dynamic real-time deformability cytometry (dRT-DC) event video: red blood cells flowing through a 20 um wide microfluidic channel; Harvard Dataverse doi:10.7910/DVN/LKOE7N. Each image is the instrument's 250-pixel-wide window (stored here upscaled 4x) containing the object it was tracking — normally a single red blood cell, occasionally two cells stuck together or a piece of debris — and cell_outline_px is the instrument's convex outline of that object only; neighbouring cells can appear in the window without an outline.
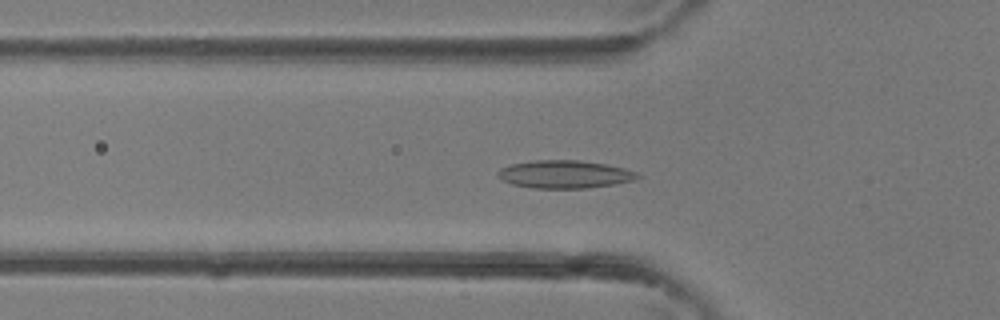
{"species": "common noctule bat (a hibernating species)", "species_latin": "Nyctalus noctula", "temperature_condition": "room temperature", "stored_images_in_passage": 39, "camera_frame_rate_fps": 3000, "um_per_image_px": 0.085, "animal": {"sex": "female"}, "frame": {"image": 1, "passage_image": 13, "time_ms": 4.0, "image_size_px": [1000, 320], "cell_outline_px": [[640, 176], [636, 180], [616, 184], [584, 188], [532, 188], [512, 184], [500, 180], [496, 176], [496, 172], [500, 168], [512, 164], [532, 160], [576, 160], [608, 164], [624, 168], [636, 172]], "centroid_in_image_um": [47.97, 14.81], "position_along_channel_um": 77.8, "area_um2": 22.89}}
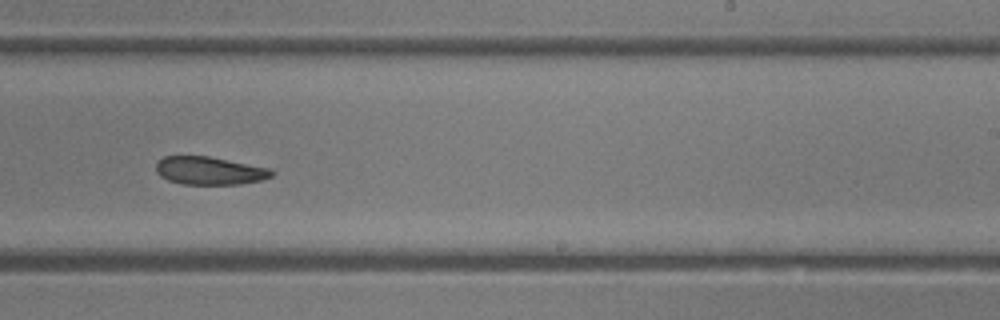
{"frame": {"image": 2, "passage_image": 24, "time_ms": 7.667, "image_size_px": [1000, 320], "cell_outline_px": [[276, 172], [272, 176], [260, 180], [240, 184], [180, 184], [168, 180], [160, 176], [156, 172], [156, 164], [164, 156], [208, 156], [272, 168]], "centroid_in_image_um": [17.83, 14.51], "position_along_channel_um": 271.2, "area_um2": 18.96}}
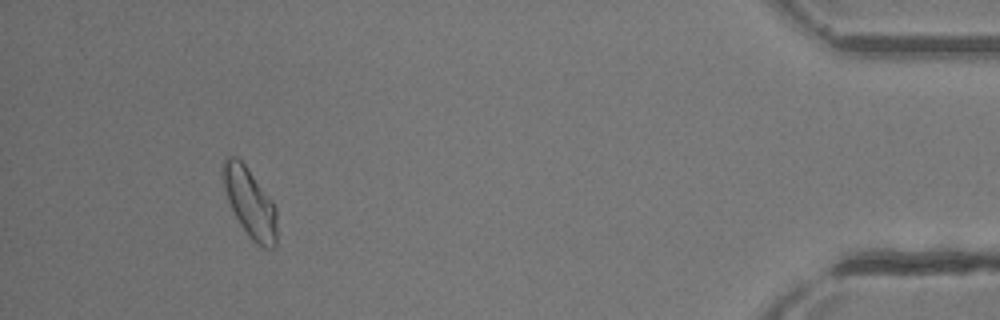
{"frame": {"image": 3, "passage_image": 36, "time_ms": 11.667, "image_size_px": [1000, 320], "cell_outline_px": [[276, 244], [272, 248], [264, 248], [256, 244], [248, 236], [240, 224], [228, 200], [224, 188], [224, 156], [236, 156], [244, 164], [272, 200], [276, 208]], "centroid_in_image_um": [21.26, 17.26], "position_along_channel_um": 413.9, "area_um2": 21.33}}